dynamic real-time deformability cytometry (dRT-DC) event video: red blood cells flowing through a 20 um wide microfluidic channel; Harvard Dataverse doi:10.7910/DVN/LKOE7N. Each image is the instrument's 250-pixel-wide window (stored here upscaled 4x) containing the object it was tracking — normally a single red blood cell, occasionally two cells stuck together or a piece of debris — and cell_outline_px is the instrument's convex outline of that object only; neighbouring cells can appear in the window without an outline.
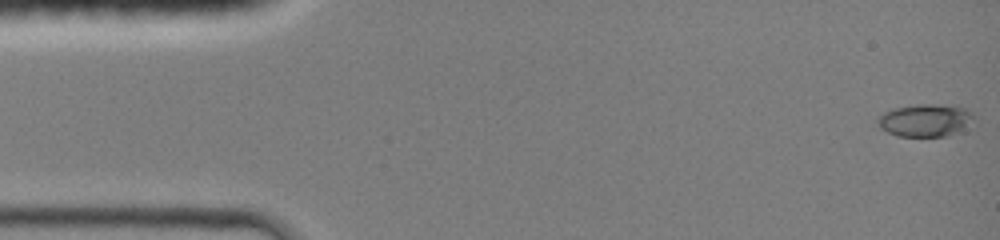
{"species": "common noctule bat (a hibernating species)", "species_latin": "Nyctalus noctula", "temperature_condition": "room temperature", "stored_images_in_passage": 44, "camera_frame_rate_fps": 3000, "um_per_image_px": 0.085, "animal": {"sex": "female", "body_mass_g": 19.0, "forearm_length_mm": 51.5}, "frame": {"image": 1, "passage_image": 1, "time_ms": 0.0, "image_size_px": [1000, 240], "cell_outline_px": [[976, 116], [960, 128], [948, 136], [896, 136], [880, 128], [876, 120], [876, 116], [892, 108], [916, 104], [952, 104], [964, 108], [972, 112]], "centroid_in_image_um": [78.57, 10.19], "position_along_channel_um": 6.4, "area_um2": 18.26}}
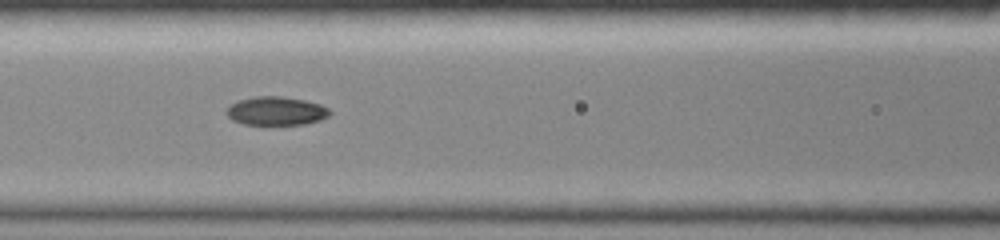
{"frame": {"image": 2, "passage_image": 19, "time_ms": 6.0, "image_size_px": [1000, 240], "cell_outline_px": [[332, 112], [328, 116], [320, 120], [304, 124], [244, 124], [232, 120], [228, 116], [228, 108], [232, 104], [240, 100], [252, 96], [280, 96], [304, 100], [320, 104], [328, 108]], "centroid_in_image_um": [23.5, 9.43], "position_along_channel_um": 143.1, "area_um2": 16.99}}
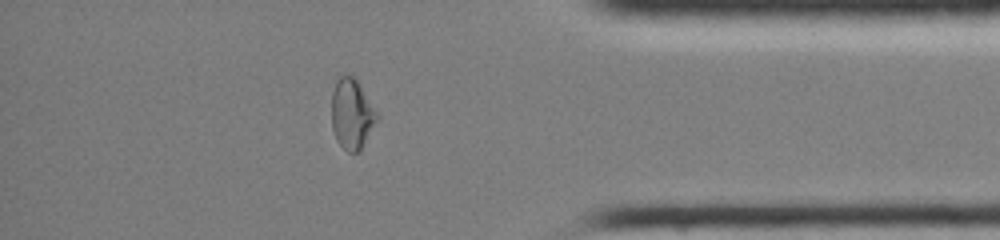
{"frame": {"image": 3, "passage_image": 38, "time_ms": 12.333, "image_size_px": [1000, 240], "cell_outline_px": [[376, 120], [360, 148], [356, 152], [348, 152], [336, 140], [332, 128], [332, 92], [336, 80], [340, 72], [352, 76], [360, 84], [376, 112]], "centroid_in_image_um": [29.84, 9.62], "position_along_channel_um": 405.4, "area_um2": 18.09}, "authors_computed_cell_mechanics": {"area_um2": 17.5712, "velocity_mm_per_s": 4.3572, "shape_relaxation_time_tau1_ms": 9.9161, "shape_relaxation_time_tau2_ms": 1.8892, "deformation_change_tau1": 0.2726, "deformation_change_tau2": 0.046}}